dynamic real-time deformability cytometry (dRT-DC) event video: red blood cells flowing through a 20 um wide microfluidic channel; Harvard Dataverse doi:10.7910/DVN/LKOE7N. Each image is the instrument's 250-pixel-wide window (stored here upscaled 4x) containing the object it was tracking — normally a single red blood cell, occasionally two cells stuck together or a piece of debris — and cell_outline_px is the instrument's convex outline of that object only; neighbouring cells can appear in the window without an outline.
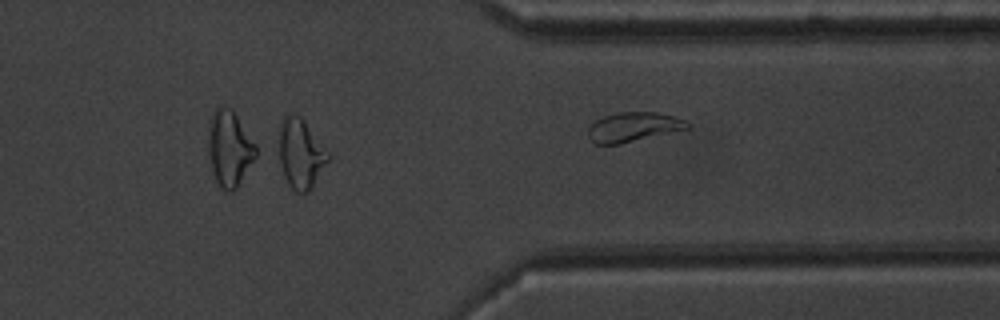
{"species": "common noctule bat (a hibernating species)", "species_latin": "Nyctalus noctula", "temperature_condition": "warm", "stored_images_in_passage": 43, "camera_frame_rate_fps": 3000, "um_per_image_px": 0.085, "animal": {"sex": "male", "body_mass_g": 20.1, "forearm_length_mm": 53.5}, "frame": {"image": 1, "passage_image": 43, "time_ms": 14.0, "image_size_px": [1000, 320], "cell_outline_px": [[692, 128], [620, 144], [596, 144], [588, 136], [588, 128], [596, 120], [604, 116], [616, 112], [656, 112], [672, 116], [684, 120], [692, 124]], "centroid_in_image_um": [53.87, 10.79], "position_along_channel_um": 357.5, "area_um2": 17.11}}